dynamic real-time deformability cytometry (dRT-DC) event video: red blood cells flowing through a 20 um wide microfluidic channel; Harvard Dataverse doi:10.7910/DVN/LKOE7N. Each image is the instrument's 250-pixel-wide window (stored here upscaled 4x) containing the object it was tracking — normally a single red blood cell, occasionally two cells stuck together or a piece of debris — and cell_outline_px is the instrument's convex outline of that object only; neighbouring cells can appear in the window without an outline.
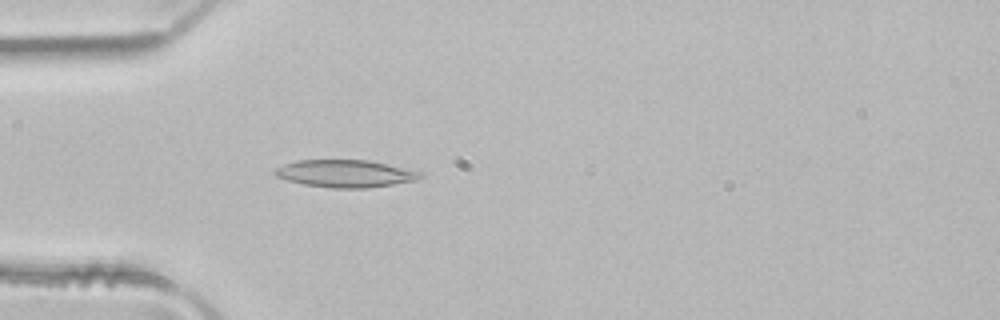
{"species": "common noctule bat (a hibernating species)", "species_latin": "Nyctalus noctula", "temperature_condition": "room temperature", "stored_images_in_passage": 3, "camera_frame_rate_fps": 3000, "um_per_image_px": 0.085, "animal": {"sex": "male", "body_mass_g": 21.5, "forearm_length_mm": 52.0}, "frame": {"image": 1, "passage_image": 3, "time_ms": 0.667, "image_size_px": [1000, 320], "cell_outline_px": [[424, 176], [416, 180], [368, 188], [332, 188], [304, 184], [288, 180], [276, 176], [272, 172], [276, 168], [284, 164], [296, 160], [368, 160], [420, 172]], "centroid_in_image_um": [29.31, 14.75], "position_along_channel_um": 55.7, "area_um2": 22.95}}